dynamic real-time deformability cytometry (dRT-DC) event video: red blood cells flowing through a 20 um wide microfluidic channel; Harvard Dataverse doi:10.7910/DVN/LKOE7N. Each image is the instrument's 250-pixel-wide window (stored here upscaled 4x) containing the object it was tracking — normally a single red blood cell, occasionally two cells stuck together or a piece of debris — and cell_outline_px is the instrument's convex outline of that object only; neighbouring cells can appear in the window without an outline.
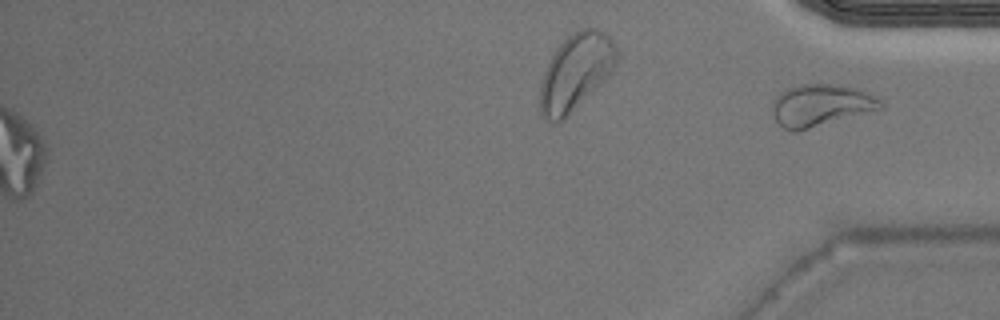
{"species": "Egyptian fruit bat (a non-hibernating species)", "species_latin": "Rousettus aegyptiacus", "temperature_condition": "warm", "stored_images_in_passage": 33, "segment_of_instrument_passage": [2, 2], "camera_frame_rate_fps": 3000, "um_per_image_px": 0.085, "animal": {"sex": "male"}, "frame": {"image": 1, "passage_image": 33, "time_ms": 10.667, "image_size_px": [1000, 320], "cell_outline_px": [[884, 108], [796, 132], [792, 132], [784, 128], [776, 120], [772, 112], [772, 100], [780, 92], [788, 88], [800, 84], [840, 84], [856, 88], [868, 92], [876, 96], [884, 104]], "centroid_in_image_um": [69.77, 8.94], "position_along_channel_um": 365.4, "area_um2": 26.7}}